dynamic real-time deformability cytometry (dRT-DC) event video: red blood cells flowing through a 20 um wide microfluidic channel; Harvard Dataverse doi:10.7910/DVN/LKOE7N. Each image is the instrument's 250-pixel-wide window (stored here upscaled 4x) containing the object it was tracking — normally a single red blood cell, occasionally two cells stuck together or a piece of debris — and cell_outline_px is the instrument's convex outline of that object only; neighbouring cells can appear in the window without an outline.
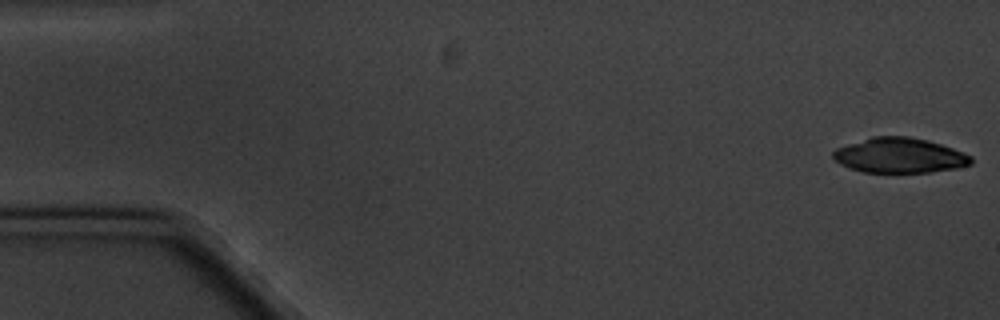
{"species": "common noctule bat (a hibernating species)", "species_latin": "Nyctalus noctula", "temperature_condition": "cold", "stored_images_in_passage": 6, "camera_frame_rate_fps": 3000, "um_per_image_px": 0.085, "animal": {"sex": "male", "body_mass_g": 20.1, "forearm_length_mm": 53.5}, "frame": {"image": 1, "passage_image": 1, "time_ms": 0.0, "image_size_px": [1000, 320], "cell_outline_px": [[972, 164], [956, 168], [932, 172], [864, 172], [848, 168], [840, 164], [832, 156], [832, 152], [836, 148], [872, 136], [908, 136], [928, 140], [964, 152], [972, 156]], "centroid_in_image_um": [76.46, 13.21], "position_along_channel_um": 8.5, "area_um2": 28.21}}